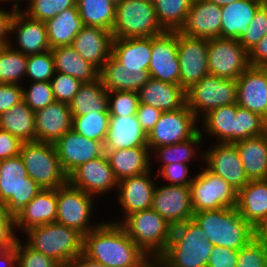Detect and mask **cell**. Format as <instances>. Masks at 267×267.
I'll return each instance as SVG.
<instances>
[{
    "label": "cell",
    "mask_w": 267,
    "mask_h": 267,
    "mask_svg": "<svg viewBox=\"0 0 267 267\" xmlns=\"http://www.w3.org/2000/svg\"><path fill=\"white\" fill-rule=\"evenodd\" d=\"M83 254L108 267H150L153 264L123 226L110 220L83 236Z\"/></svg>",
    "instance_id": "1"
},
{
    "label": "cell",
    "mask_w": 267,
    "mask_h": 267,
    "mask_svg": "<svg viewBox=\"0 0 267 267\" xmlns=\"http://www.w3.org/2000/svg\"><path fill=\"white\" fill-rule=\"evenodd\" d=\"M214 245L193 220L173 226L165 252L154 262L158 267H207Z\"/></svg>",
    "instance_id": "2"
},
{
    "label": "cell",
    "mask_w": 267,
    "mask_h": 267,
    "mask_svg": "<svg viewBox=\"0 0 267 267\" xmlns=\"http://www.w3.org/2000/svg\"><path fill=\"white\" fill-rule=\"evenodd\" d=\"M192 219L214 246L239 251L257 237V230L240 215L236 207L200 211L194 213Z\"/></svg>",
    "instance_id": "3"
},
{
    "label": "cell",
    "mask_w": 267,
    "mask_h": 267,
    "mask_svg": "<svg viewBox=\"0 0 267 267\" xmlns=\"http://www.w3.org/2000/svg\"><path fill=\"white\" fill-rule=\"evenodd\" d=\"M121 225L153 263L165 252L173 229L152 208L130 214Z\"/></svg>",
    "instance_id": "4"
},
{
    "label": "cell",
    "mask_w": 267,
    "mask_h": 267,
    "mask_svg": "<svg viewBox=\"0 0 267 267\" xmlns=\"http://www.w3.org/2000/svg\"><path fill=\"white\" fill-rule=\"evenodd\" d=\"M24 234L31 248L52 257L59 264L71 263L83 253V235L58 222L34 227Z\"/></svg>",
    "instance_id": "5"
},
{
    "label": "cell",
    "mask_w": 267,
    "mask_h": 267,
    "mask_svg": "<svg viewBox=\"0 0 267 267\" xmlns=\"http://www.w3.org/2000/svg\"><path fill=\"white\" fill-rule=\"evenodd\" d=\"M19 155L28 175L42 189H57L68 182L53 143L22 142Z\"/></svg>",
    "instance_id": "6"
},
{
    "label": "cell",
    "mask_w": 267,
    "mask_h": 267,
    "mask_svg": "<svg viewBox=\"0 0 267 267\" xmlns=\"http://www.w3.org/2000/svg\"><path fill=\"white\" fill-rule=\"evenodd\" d=\"M42 188L28 175L19 156L0 160V203L16 216Z\"/></svg>",
    "instance_id": "7"
},
{
    "label": "cell",
    "mask_w": 267,
    "mask_h": 267,
    "mask_svg": "<svg viewBox=\"0 0 267 267\" xmlns=\"http://www.w3.org/2000/svg\"><path fill=\"white\" fill-rule=\"evenodd\" d=\"M164 32L157 20L154 3L123 0L116 5L113 38L154 37Z\"/></svg>",
    "instance_id": "8"
},
{
    "label": "cell",
    "mask_w": 267,
    "mask_h": 267,
    "mask_svg": "<svg viewBox=\"0 0 267 267\" xmlns=\"http://www.w3.org/2000/svg\"><path fill=\"white\" fill-rule=\"evenodd\" d=\"M237 81L208 74L186 90V104L200 121L209 111L237 102Z\"/></svg>",
    "instance_id": "9"
},
{
    "label": "cell",
    "mask_w": 267,
    "mask_h": 267,
    "mask_svg": "<svg viewBox=\"0 0 267 267\" xmlns=\"http://www.w3.org/2000/svg\"><path fill=\"white\" fill-rule=\"evenodd\" d=\"M94 198L69 182L58 187L56 222L77 230L83 236L91 232L102 223L92 224L90 220Z\"/></svg>",
    "instance_id": "10"
},
{
    "label": "cell",
    "mask_w": 267,
    "mask_h": 267,
    "mask_svg": "<svg viewBox=\"0 0 267 267\" xmlns=\"http://www.w3.org/2000/svg\"><path fill=\"white\" fill-rule=\"evenodd\" d=\"M200 169L190 184L193 212L236 207L238 192L206 167Z\"/></svg>",
    "instance_id": "11"
},
{
    "label": "cell",
    "mask_w": 267,
    "mask_h": 267,
    "mask_svg": "<svg viewBox=\"0 0 267 267\" xmlns=\"http://www.w3.org/2000/svg\"><path fill=\"white\" fill-rule=\"evenodd\" d=\"M198 122L187 104L178 110L162 112L158 122L147 134L150 152L156 147L173 145L193 137L199 131Z\"/></svg>",
    "instance_id": "12"
},
{
    "label": "cell",
    "mask_w": 267,
    "mask_h": 267,
    "mask_svg": "<svg viewBox=\"0 0 267 267\" xmlns=\"http://www.w3.org/2000/svg\"><path fill=\"white\" fill-rule=\"evenodd\" d=\"M207 60L209 74L225 79L237 80L250 67L248 52L237 39H209Z\"/></svg>",
    "instance_id": "13"
},
{
    "label": "cell",
    "mask_w": 267,
    "mask_h": 267,
    "mask_svg": "<svg viewBox=\"0 0 267 267\" xmlns=\"http://www.w3.org/2000/svg\"><path fill=\"white\" fill-rule=\"evenodd\" d=\"M180 86L186 91L209 74L208 40L186 36L177 31Z\"/></svg>",
    "instance_id": "14"
},
{
    "label": "cell",
    "mask_w": 267,
    "mask_h": 267,
    "mask_svg": "<svg viewBox=\"0 0 267 267\" xmlns=\"http://www.w3.org/2000/svg\"><path fill=\"white\" fill-rule=\"evenodd\" d=\"M203 152L201 157L206 168L223 178L237 192L250 181L233 143H217Z\"/></svg>",
    "instance_id": "15"
},
{
    "label": "cell",
    "mask_w": 267,
    "mask_h": 267,
    "mask_svg": "<svg viewBox=\"0 0 267 267\" xmlns=\"http://www.w3.org/2000/svg\"><path fill=\"white\" fill-rule=\"evenodd\" d=\"M68 182L93 197L103 196L107 192L117 190L118 186V180L115 178L105 152L100 157L76 168L68 176Z\"/></svg>",
    "instance_id": "16"
},
{
    "label": "cell",
    "mask_w": 267,
    "mask_h": 267,
    "mask_svg": "<svg viewBox=\"0 0 267 267\" xmlns=\"http://www.w3.org/2000/svg\"><path fill=\"white\" fill-rule=\"evenodd\" d=\"M151 208L172 226L191 220L194 212L190 186L156 184Z\"/></svg>",
    "instance_id": "17"
},
{
    "label": "cell",
    "mask_w": 267,
    "mask_h": 267,
    "mask_svg": "<svg viewBox=\"0 0 267 267\" xmlns=\"http://www.w3.org/2000/svg\"><path fill=\"white\" fill-rule=\"evenodd\" d=\"M150 77L180 85V68L177 53V31H165L152 37Z\"/></svg>",
    "instance_id": "18"
},
{
    "label": "cell",
    "mask_w": 267,
    "mask_h": 267,
    "mask_svg": "<svg viewBox=\"0 0 267 267\" xmlns=\"http://www.w3.org/2000/svg\"><path fill=\"white\" fill-rule=\"evenodd\" d=\"M152 169L144 174L126 177L118 181L116 193H118V205H121L124 216L122 220L113 221L122 223L130 214L149 209L152 206L153 194L156 188L155 179L152 178Z\"/></svg>",
    "instance_id": "19"
},
{
    "label": "cell",
    "mask_w": 267,
    "mask_h": 267,
    "mask_svg": "<svg viewBox=\"0 0 267 267\" xmlns=\"http://www.w3.org/2000/svg\"><path fill=\"white\" fill-rule=\"evenodd\" d=\"M54 146L61 167L67 176L80 165L104 153V146L101 142L88 139L72 129L58 139Z\"/></svg>",
    "instance_id": "20"
},
{
    "label": "cell",
    "mask_w": 267,
    "mask_h": 267,
    "mask_svg": "<svg viewBox=\"0 0 267 267\" xmlns=\"http://www.w3.org/2000/svg\"><path fill=\"white\" fill-rule=\"evenodd\" d=\"M179 32L207 40L220 37L221 7L207 0L193 1Z\"/></svg>",
    "instance_id": "21"
},
{
    "label": "cell",
    "mask_w": 267,
    "mask_h": 267,
    "mask_svg": "<svg viewBox=\"0 0 267 267\" xmlns=\"http://www.w3.org/2000/svg\"><path fill=\"white\" fill-rule=\"evenodd\" d=\"M10 33L16 34V50L25 55L40 54L51 49L45 22L29 17L22 10L14 14Z\"/></svg>",
    "instance_id": "22"
},
{
    "label": "cell",
    "mask_w": 267,
    "mask_h": 267,
    "mask_svg": "<svg viewBox=\"0 0 267 267\" xmlns=\"http://www.w3.org/2000/svg\"><path fill=\"white\" fill-rule=\"evenodd\" d=\"M113 34L100 27L83 26L75 36L72 46L85 60L99 71L111 56Z\"/></svg>",
    "instance_id": "23"
},
{
    "label": "cell",
    "mask_w": 267,
    "mask_h": 267,
    "mask_svg": "<svg viewBox=\"0 0 267 267\" xmlns=\"http://www.w3.org/2000/svg\"><path fill=\"white\" fill-rule=\"evenodd\" d=\"M237 105L267 117V78L259 67L250 66L237 78Z\"/></svg>",
    "instance_id": "24"
},
{
    "label": "cell",
    "mask_w": 267,
    "mask_h": 267,
    "mask_svg": "<svg viewBox=\"0 0 267 267\" xmlns=\"http://www.w3.org/2000/svg\"><path fill=\"white\" fill-rule=\"evenodd\" d=\"M72 129L69 105L54 101L35 112L36 141L55 143Z\"/></svg>",
    "instance_id": "25"
},
{
    "label": "cell",
    "mask_w": 267,
    "mask_h": 267,
    "mask_svg": "<svg viewBox=\"0 0 267 267\" xmlns=\"http://www.w3.org/2000/svg\"><path fill=\"white\" fill-rule=\"evenodd\" d=\"M57 189H41L15 216L16 229L25 233L29 229L56 222Z\"/></svg>",
    "instance_id": "26"
},
{
    "label": "cell",
    "mask_w": 267,
    "mask_h": 267,
    "mask_svg": "<svg viewBox=\"0 0 267 267\" xmlns=\"http://www.w3.org/2000/svg\"><path fill=\"white\" fill-rule=\"evenodd\" d=\"M103 146L104 151L147 146V134L136 115L109 116L108 131Z\"/></svg>",
    "instance_id": "27"
},
{
    "label": "cell",
    "mask_w": 267,
    "mask_h": 267,
    "mask_svg": "<svg viewBox=\"0 0 267 267\" xmlns=\"http://www.w3.org/2000/svg\"><path fill=\"white\" fill-rule=\"evenodd\" d=\"M240 215L256 230L267 221V179L250 180L237 194Z\"/></svg>",
    "instance_id": "28"
},
{
    "label": "cell",
    "mask_w": 267,
    "mask_h": 267,
    "mask_svg": "<svg viewBox=\"0 0 267 267\" xmlns=\"http://www.w3.org/2000/svg\"><path fill=\"white\" fill-rule=\"evenodd\" d=\"M139 104H146L162 112L174 111L186 104V91L177 84L150 78L138 91Z\"/></svg>",
    "instance_id": "29"
},
{
    "label": "cell",
    "mask_w": 267,
    "mask_h": 267,
    "mask_svg": "<svg viewBox=\"0 0 267 267\" xmlns=\"http://www.w3.org/2000/svg\"><path fill=\"white\" fill-rule=\"evenodd\" d=\"M103 85L108 92H138L151 78L144 69H125L122 64L110 56L99 72Z\"/></svg>",
    "instance_id": "30"
},
{
    "label": "cell",
    "mask_w": 267,
    "mask_h": 267,
    "mask_svg": "<svg viewBox=\"0 0 267 267\" xmlns=\"http://www.w3.org/2000/svg\"><path fill=\"white\" fill-rule=\"evenodd\" d=\"M267 0H238L221 7V38L239 39Z\"/></svg>",
    "instance_id": "31"
},
{
    "label": "cell",
    "mask_w": 267,
    "mask_h": 267,
    "mask_svg": "<svg viewBox=\"0 0 267 267\" xmlns=\"http://www.w3.org/2000/svg\"><path fill=\"white\" fill-rule=\"evenodd\" d=\"M104 152L118 181L126 177L144 174L152 169L148 146Z\"/></svg>",
    "instance_id": "32"
},
{
    "label": "cell",
    "mask_w": 267,
    "mask_h": 267,
    "mask_svg": "<svg viewBox=\"0 0 267 267\" xmlns=\"http://www.w3.org/2000/svg\"><path fill=\"white\" fill-rule=\"evenodd\" d=\"M152 37L114 38L111 56L125 69L148 70Z\"/></svg>",
    "instance_id": "33"
},
{
    "label": "cell",
    "mask_w": 267,
    "mask_h": 267,
    "mask_svg": "<svg viewBox=\"0 0 267 267\" xmlns=\"http://www.w3.org/2000/svg\"><path fill=\"white\" fill-rule=\"evenodd\" d=\"M250 180L267 179V136L249 137L233 143Z\"/></svg>",
    "instance_id": "34"
},
{
    "label": "cell",
    "mask_w": 267,
    "mask_h": 267,
    "mask_svg": "<svg viewBox=\"0 0 267 267\" xmlns=\"http://www.w3.org/2000/svg\"><path fill=\"white\" fill-rule=\"evenodd\" d=\"M236 113L237 103L222 106L209 111L202 118L200 133L207 132L212 138H216L218 143L236 142ZM203 130V131H202Z\"/></svg>",
    "instance_id": "35"
},
{
    "label": "cell",
    "mask_w": 267,
    "mask_h": 267,
    "mask_svg": "<svg viewBox=\"0 0 267 267\" xmlns=\"http://www.w3.org/2000/svg\"><path fill=\"white\" fill-rule=\"evenodd\" d=\"M55 72L70 75L82 83L92 82L99 78V70L85 61L72 45L52 48Z\"/></svg>",
    "instance_id": "36"
},
{
    "label": "cell",
    "mask_w": 267,
    "mask_h": 267,
    "mask_svg": "<svg viewBox=\"0 0 267 267\" xmlns=\"http://www.w3.org/2000/svg\"><path fill=\"white\" fill-rule=\"evenodd\" d=\"M72 116L87 115L92 112H109L108 91L102 79L83 83L69 103Z\"/></svg>",
    "instance_id": "37"
},
{
    "label": "cell",
    "mask_w": 267,
    "mask_h": 267,
    "mask_svg": "<svg viewBox=\"0 0 267 267\" xmlns=\"http://www.w3.org/2000/svg\"><path fill=\"white\" fill-rule=\"evenodd\" d=\"M51 49L72 45L75 36L83 27L77 7L63 10L45 22Z\"/></svg>",
    "instance_id": "38"
},
{
    "label": "cell",
    "mask_w": 267,
    "mask_h": 267,
    "mask_svg": "<svg viewBox=\"0 0 267 267\" xmlns=\"http://www.w3.org/2000/svg\"><path fill=\"white\" fill-rule=\"evenodd\" d=\"M0 129L8 131L21 142L36 141L35 112L22 100L0 114Z\"/></svg>",
    "instance_id": "39"
},
{
    "label": "cell",
    "mask_w": 267,
    "mask_h": 267,
    "mask_svg": "<svg viewBox=\"0 0 267 267\" xmlns=\"http://www.w3.org/2000/svg\"><path fill=\"white\" fill-rule=\"evenodd\" d=\"M83 26L111 31L115 23L116 5L110 0H76Z\"/></svg>",
    "instance_id": "40"
},
{
    "label": "cell",
    "mask_w": 267,
    "mask_h": 267,
    "mask_svg": "<svg viewBox=\"0 0 267 267\" xmlns=\"http://www.w3.org/2000/svg\"><path fill=\"white\" fill-rule=\"evenodd\" d=\"M203 137L204 135H202L199 130L193 137L183 142L156 147L150 152L152 156L151 159L155 157L158 162H162L161 167L171 163L188 164L191 160H195L193 157H197V153L199 155L200 152H197V149L201 145L200 143H202Z\"/></svg>",
    "instance_id": "41"
},
{
    "label": "cell",
    "mask_w": 267,
    "mask_h": 267,
    "mask_svg": "<svg viewBox=\"0 0 267 267\" xmlns=\"http://www.w3.org/2000/svg\"><path fill=\"white\" fill-rule=\"evenodd\" d=\"M12 42L0 47V83L3 84H21L26 74L27 55L16 50Z\"/></svg>",
    "instance_id": "42"
},
{
    "label": "cell",
    "mask_w": 267,
    "mask_h": 267,
    "mask_svg": "<svg viewBox=\"0 0 267 267\" xmlns=\"http://www.w3.org/2000/svg\"><path fill=\"white\" fill-rule=\"evenodd\" d=\"M191 6V0H157L154 3L157 20L165 31H179Z\"/></svg>",
    "instance_id": "43"
},
{
    "label": "cell",
    "mask_w": 267,
    "mask_h": 267,
    "mask_svg": "<svg viewBox=\"0 0 267 267\" xmlns=\"http://www.w3.org/2000/svg\"><path fill=\"white\" fill-rule=\"evenodd\" d=\"M109 112H92L82 116H72V130L88 139L105 141L108 125Z\"/></svg>",
    "instance_id": "44"
},
{
    "label": "cell",
    "mask_w": 267,
    "mask_h": 267,
    "mask_svg": "<svg viewBox=\"0 0 267 267\" xmlns=\"http://www.w3.org/2000/svg\"><path fill=\"white\" fill-rule=\"evenodd\" d=\"M25 76L30 82H50L55 74L54 57L51 49L40 53L27 55Z\"/></svg>",
    "instance_id": "45"
},
{
    "label": "cell",
    "mask_w": 267,
    "mask_h": 267,
    "mask_svg": "<svg viewBox=\"0 0 267 267\" xmlns=\"http://www.w3.org/2000/svg\"><path fill=\"white\" fill-rule=\"evenodd\" d=\"M72 7H77L76 0H32L22 11L33 19L46 22Z\"/></svg>",
    "instance_id": "46"
},
{
    "label": "cell",
    "mask_w": 267,
    "mask_h": 267,
    "mask_svg": "<svg viewBox=\"0 0 267 267\" xmlns=\"http://www.w3.org/2000/svg\"><path fill=\"white\" fill-rule=\"evenodd\" d=\"M265 118L237 105L236 142L264 134Z\"/></svg>",
    "instance_id": "47"
},
{
    "label": "cell",
    "mask_w": 267,
    "mask_h": 267,
    "mask_svg": "<svg viewBox=\"0 0 267 267\" xmlns=\"http://www.w3.org/2000/svg\"><path fill=\"white\" fill-rule=\"evenodd\" d=\"M109 115L110 116H131L136 115L139 96L134 91H113L108 92Z\"/></svg>",
    "instance_id": "48"
},
{
    "label": "cell",
    "mask_w": 267,
    "mask_h": 267,
    "mask_svg": "<svg viewBox=\"0 0 267 267\" xmlns=\"http://www.w3.org/2000/svg\"><path fill=\"white\" fill-rule=\"evenodd\" d=\"M267 33V1L256 11L249 23L247 31L238 39L239 43L248 52Z\"/></svg>",
    "instance_id": "49"
},
{
    "label": "cell",
    "mask_w": 267,
    "mask_h": 267,
    "mask_svg": "<svg viewBox=\"0 0 267 267\" xmlns=\"http://www.w3.org/2000/svg\"><path fill=\"white\" fill-rule=\"evenodd\" d=\"M26 89L23 88V101L36 112L55 101L50 82H31Z\"/></svg>",
    "instance_id": "50"
},
{
    "label": "cell",
    "mask_w": 267,
    "mask_h": 267,
    "mask_svg": "<svg viewBox=\"0 0 267 267\" xmlns=\"http://www.w3.org/2000/svg\"><path fill=\"white\" fill-rule=\"evenodd\" d=\"M236 267H267V246L255 237L238 251Z\"/></svg>",
    "instance_id": "51"
},
{
    "label": "cell",
    "mask_w": 267,
    "mask_h": 267,
    "mask_svg": "<svg viewBox=\"0 0 267 267\" xmlns=\"http://www.w3.org/2000/svg\"><path fill=\"white\" fill-rule=\"evenodd\" d=\"M17 267H57L59 264L52 257L31 248L20 239L16 244Z\"/></svg>",
    "instance_id": "52"
},
{
    "label": "cell",
    "mask_w": 267,
    "mask_h": 267,
    "mask_svg": "<svg viewBox=\"0 0 267 267\" xmlns=\"http://www.w3.org/2000/svg\"><path fill=\"white\" fill-rule=\"evenodd\" d=\"M50 83L55 101L68 105L83 84L80 80L60 72H55Z\"/></svg>",
    "instance_id": "53"
},
{
    "label": "cell",
    "mask_w": 267,
    "mask_h": 267,
    "mask_svg": "<svg viewBox=\"0 0 267 267\" xmlns=\"http://www.w3.org/2000/svg\"><path fill=\"white\" fill-rule=\"evenodd\" d=\"M158 169V173L153 177H155V179H157L158 177H163L164 180L170 182L169 185L190 186L194 179V175L193 177L190 176L188 164L171 163L159 167Z\"/></svg>",
    "instance_id": "54"
},
{
    "label": "cell",
    "mask_w": 267,
    "mask_h": 267,
    "mask_svg": "<svg viewBox=\"0 0 267 267\" xmlns=\"http://www.w3.org/2000/svg\"><path fill=\"white\" fill-rule=\"evenodd\" d=\"M16 218L10 215L6 206L0 203V244L14 248L19 240L16 233Z\"/></svg>",
    "instance_id": "55"
},
{
    "label": "cell",
    "mask_w": 267,
    "mask_h": 267,
    "mask_svg": "<svg viewBox=\"0 0 267 267\" xmlns=\"http://www.w3.org/2000/svg\"><path fill=\"white\" fill-rule=\"evenodd\" d=\"M23 88L21 84L0 83V114L23 100Z\"/></svg>",
    "instance_id": "56"
},
{
    "label": "cell",
    "mask_w": 267,
    "mask_h": 267,
    "mask_svg": "<svg viewBox=\"0 0 267 267\" xmlns=\"http://www.w3.org/2000/svg\"><path fill=\"white\" fill-rule=\"evenodd\" d=\"M238 258V250L227 247L214 246L207 267H236Z\"/></svg>",
    "instance_id": "57"
},
{
    "label": "cell",
    "mask_w": 267,
    "mask_h": 267,
    "mask_svg": "<svg viewBox=\"0 0 267 267\" xmlns=\"http://www.w3.org/2000/svg\"><path fill=\"white\" fill-rule=\"evenodd\" d=\"M21 145L16 136L0 129V160L19 156Z\"/></svg>",
    "instance_id": "58"
},
{
    "label": "cell",
    "mask_w": 267,
    "mask_h": 267,
    "mask_svg": "<svg viewBox=\"0 0 267 267\" xmlns=\"http://www.w3.org/2000/svg\"><path fill=\"white\" fill-rule=\"evenodd\" d=\"M162 111L146 104H139L136 118L142 129L148 134L158 122Z\"/></svg>",
    "instance_id": "59"
},
{
    "label": "cell",
    "mask_w": 267,
    "mask_h": 267,
    "mask_svg": "<svg viewBox=\"0 0 267 267\" xmlns=\"http://www.w3.org/2000/svg\"><path fill=\"white\" fill-rule=\"evenodd\" d=\"M15 13L13 8L10 11L0 6V47L10 43L11 23Z\"/></svg>",
    "instance_id": "60"
},
{
    "label": "cell",
    "mask_w": 267,
    "mask_h": 267,
    "mask_svg": "<svg viewBox=\"0 0 267 267\" xmlns=\"http://www.w3.org/2000/svg\"><path fill=\"white\" fill-rule=\"evenodd\" d=\"M248 60L252 67H258L264 61H267V33L248 51Z\"/></svg>",
    "instance_id": "61"
},
{
    "label": "cell",
    "mask_w": 267,
    "mask_h": 267,
    "mask_svg": "<svg viewBox=\"0 0 267 267\" xmlns=\"http://www.w3.org/2000/svg\"><path fill=\"white\" fill-rule=\"evenodd\" d=\"M0 267H17L16 246L8 249L0 244Z\"/></svg>",
    "instance_id": "62"
},
{
    "label": "cell",
    "mask_w": 267,
    "mask_h": 267,
    "mask_svg": "<svg viewBox=\"0 0 267 267\" xmlns=\"http://www.w3.org/2000/svg\"><path fill=\"white\" fill-rule=\"evenodd\" d=\"M72 263L75 265V267H108L104 265L103 263L94 261L90 258H88L83 253L77 255L73 260Z\"/></svg>",
    "instance_id": "63"
},
{
    "label": "cell",
    "mask_w": 267,
    "mask_h": 267,
    "mask_svg": "<svg viewBox=\"0 0 267 267\" xmlns=\"http://www.w3.org/2000/svg\"><path fill=\"white\" fill-rule=\"evenodd\" d=\"M257 237L267 246V221L257 229Z\"/></svg>",
    "instance_id": "64"
},
{
    "label": "cell",
    "mask_w": 267,
    "mask_h": 267,
    "mask_svg": "<svg viewBox=\"0 0 267 267\" xmlns=\"http://www.w3.org/2000/svg\"><path fill=\"white\" fill-rule=\"evenodd\" d=\"M12 2L13 4H11L12 5V8L13 9H15L16 11H19V10H21V8L19 7L20 6V1H22V0H0V2ZM24 1V0H23ZM26 1V4H27V2H28V5L32 2V0H25Z\"/></svg>",
    "instance_id": "65"
},
{
    "label": "cell",
    "mask_w": 267,
    "mask_h": 267,
    "mask_svg": "<svg viewBox=\"0 0 267 267\" xmlns=\"http://www.w3.org/2000/svg\"><path fill=\"white\" fill-rule=\"evenodd\" d=\"M211 3H214L220 7H223V6H226V5H229L235 1H238V0H207Z\"/></svg>",
    "instance_id": "66"
},
{
    "label": "cell",
    "mask_w": 267,
    "mask_h": 267,
    "mask_svg": "<svg viewBox=\"0 0 267 267\" xmlns=\"http://www.w3.org/2000/svg\"><path fill=\"white\" fill-rule=\"evenodd\" d=\"M259 69L265 74L267 78V61H264L262 64H260Z\"/></svg>",
    "instance_id": "67"
},
{
    "label": "cell",
    "mask_w": 267,
    "mask_h": 267,
    "mask_svg": "<svg viewBox=\"0 0 267 267\" xmlns=\"http://www.w3.org/2000/svg\"><path fill=\"white\" fill-rule=\"evenodd\" d=\"M57 267H75V265L71 262V263H61L58 264Z\"/></svg>",
    "instance_id": "68"
},
{
    "label": "cell",
    "mask_w": 267,
    "mask_h": 267,
    "mask_svg": "<svg viewBox=\"0 0 267 267\" xmlns=\"http://www.w3.org/2000/svg\"><path fill=\"white\" fill-rule=\"evenodd\" d=\"M264 134L267 136V117L265 118Z\"/></svg>",
    "instance_id": "69"
},
{
    "label": "cell",
    "mask_w": 267,
    "mask_h": 267,
    "mask_svg": "<svg viewBox=\"0 0 267 267\" xmlns=\"http://www.w3.org/2000/svg\"><path fill=\"white\" fill-rule=\"evenodd\" d=\"M112 3H114L115 5H117L119 2L123 1V0H110Z\"/></svg>",
    "instance_id": "70"
},
{
    "label": "cell",
    "mask_w": 267,
    "mask_h": 267,
    "mask_svg": "<svg viewBox=\"0 0 267 267\" xmlns=\"http://www.w3.org/2000/svg\"><path fill=\"white\" fill-rule=\"evenodd\" d=\"M146 1H149V2L155 3L157 0H146Z\"/></svg>",
    "instance_id": "71"
},
{
    "label": "cell",
    "mask_w": 267,
    "mask_h": 267,
    "mask_svg": "<svg viewBox=\"0 0 267 267\" xmlns=\"http://www.w3.org/2000/svg\"><path fill=\"white\" fill-rule=\"evenodd\" d=\"M150 267H158L155 263H153Z\"/></svg>",
    "instance_id": "72"
}]
</instances>
